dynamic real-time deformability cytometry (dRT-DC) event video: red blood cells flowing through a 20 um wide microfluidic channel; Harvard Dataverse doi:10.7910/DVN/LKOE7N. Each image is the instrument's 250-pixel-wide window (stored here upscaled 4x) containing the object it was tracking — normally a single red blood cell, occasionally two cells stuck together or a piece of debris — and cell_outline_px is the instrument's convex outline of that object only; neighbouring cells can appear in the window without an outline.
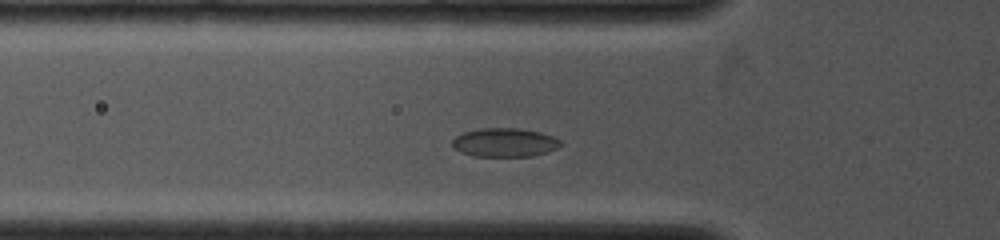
{"species": "common noctule bat (a hibernating species)", "species_latin": "Nyctalus noctula", "temperature_condition": "cold", "stored_images_in_passage": 41, "camera_frame_rate_fps": 4000, "um_per_image_px": 0.085, "animal": {"sex": "female", "body_mass_g": 19.0, "forearm_length_mm": 53.3}, "frame": {"image": 1, "passage_image": 9, "time_ms": 2.0, "image_size_px": [1000, 240], "cell_outline_px": [[560, 144], [556, 148], [548, 152], [532, 156], [476, 156], [460, 152], [452, 148], [452, 140], [456, 136], [464, 132], [480, 128], [520, 128], [540, 132], [552, 136], [560, 140]], "centroid_in_image_um": [42.86, 12.11], "position_along_channel_um": 82.9, "area_um2": 18.15}}
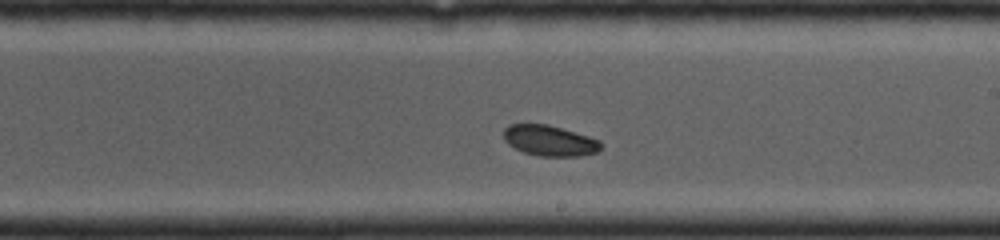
{"frame": {"image": 2, "passage_image": 23, "time_ms": 5.5, "image_size_px": [1000, 240], "cell_outline_px": [[600, 148], [596, 152], [580, 156], [540, 156], [524, 152], [508, 144], [504, 140], [504, 128], [508, 124], [548, 124], [588, 136], [600, 140]], "centroid_in_image_um": [46.69, 11.94], "position_along_channel_um": 242.3, "area_um2": 17.22}}
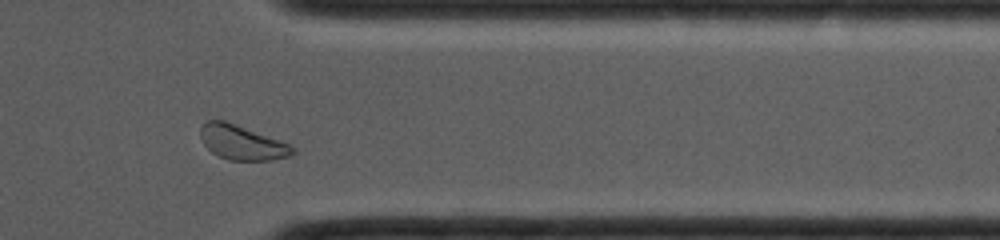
{"frame": {"image": 3, "passage_image": 36, "time_ms": 8.75, "image_size_px": [1000, 240], "cell_outline_px": [[296, 152], [292, 156], [272, 160], [228, 160], [216, 156], [204, 144], [200, 136], [200, 128], [208, 120], [224, 120], [292, 144], [296, 148]], "centroid_in_image_um": [20.61, 12.13], "position_along_channel_um": 390.8, "area_um2": 18.79}}